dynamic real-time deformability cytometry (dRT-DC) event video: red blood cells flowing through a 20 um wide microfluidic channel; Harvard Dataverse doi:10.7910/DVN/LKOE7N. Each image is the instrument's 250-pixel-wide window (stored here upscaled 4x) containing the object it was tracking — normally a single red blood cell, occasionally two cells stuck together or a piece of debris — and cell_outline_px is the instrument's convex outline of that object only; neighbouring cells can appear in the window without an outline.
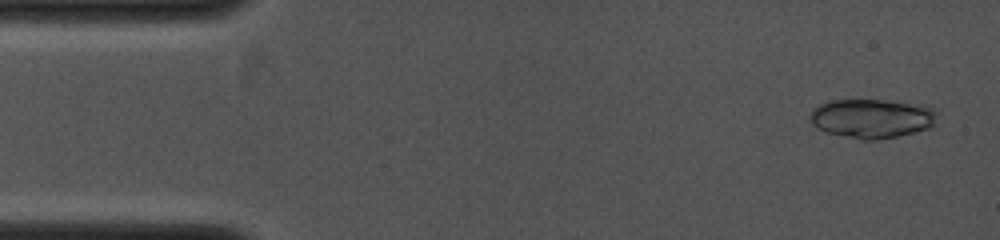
{"species": "common noctule bat (a hibernating species)", "species_latin": "Nyctalus noctula", "temperature_condition": "cold", "stored_images_in_passage": 7, "camera_frame_rate_fps": 4000, "um_per_image_px": 0.085, "animal": {"sex": "female", "body_mass_g": 19.0, "forearm_length_mm": 53.3}, "frame": {"image": 1, "passage_image": 1, "time_ms": 0.0, "image_size_px": [1000, 240], "cell_outline_px": [[936, 124], [932, 128], [896, 136], [876, 140], [864, 140], [824, 132], [816, 128], [812, 124], [808, 116], [820, 104], [832, 100], [884, 100], [924, 104], [932, 108], [936, 112]], "centroid_in_image_um": [74.14, 10.07], "position_along_channel_um": 10.9, "area_um2": 29.25}}